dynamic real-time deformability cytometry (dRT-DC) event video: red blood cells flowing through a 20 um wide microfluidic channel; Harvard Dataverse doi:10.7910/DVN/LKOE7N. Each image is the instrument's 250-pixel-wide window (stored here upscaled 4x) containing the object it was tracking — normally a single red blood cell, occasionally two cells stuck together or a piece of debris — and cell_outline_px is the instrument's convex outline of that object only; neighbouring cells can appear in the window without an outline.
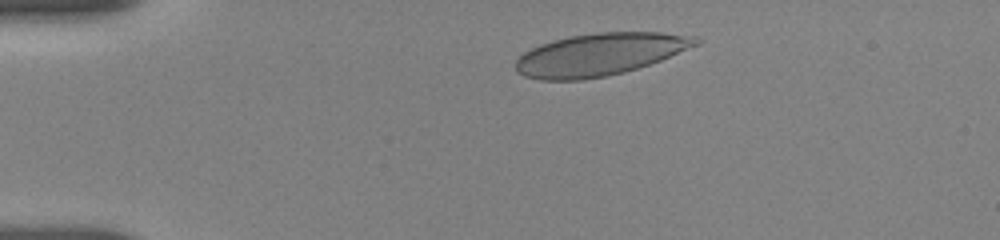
{"species": "human", "species_latin": "Homo sapiens", "temperature_condition": "room temperature", "stored_images_in_passage": 44, "camera_frame_rate_fps": 3000, "um_per_image_px": 0.085, "donor": {"sex": "female"}, "frame": {"image": 1, "passage_image": 1, "time_ms": 0.0, "image_size_px": [1000, 240], "cell_outline_px": [[704, 40], [700, 44], [660, 60], [624, 72], [604, 76], [580, 80], [540, 80], [524, 76], [516, 72], [516, 60], [524, 52], [540, 44], [552, 40], [568, 36], [600, 32], [660, 32], [696, 36]], "centroid_in_image_um": [50.99, 4.61], "position_along_channel_um": 34.0, "area_um2": 44.45}}
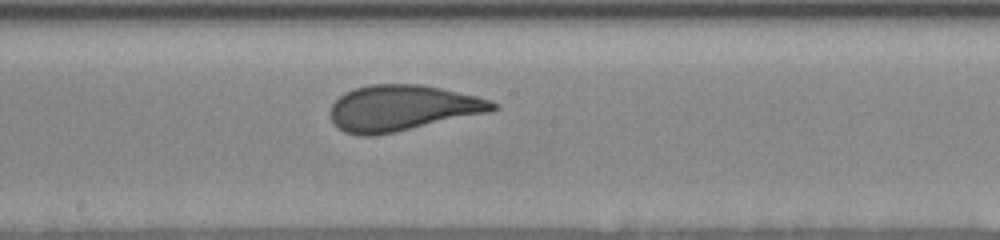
{"frame": {"image": 2, "passage_image": 20, "time_ms": 6.333, "image_size_px": [1000, 240], "cell_outline_px": [[500, 108], [492, 112], [396, 132], [372, 136], [360, 136], [344, 132], [332, 120], [328, 112], [332, 104], [344, 92], [352, 88], [372, 84], [420, 84], [440, 88], [476, 96], [492, 100], [500, 104]], "centroid_in_image_um": [34.22, 9.18], "position_along_channel_um": 214.0, "area_um2": 43.81}}
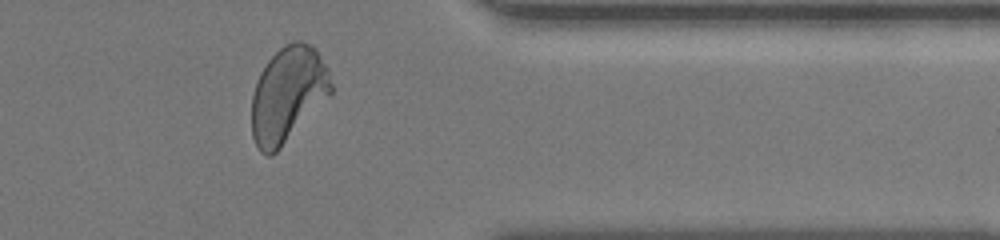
{"frame": {"image": 3, "passage_image": 35, "time_ms": 11.333, "image_size_px": [1000, 240], "cell_outline_px": [[332, 92], [280, 148], [272, 156], [268, 156], [260, 152], [252, 136], [252, 96], [256, 80], [260, 72], [268, 60], [284, 44], [292, 40], [300, 40], [312, 44], [316, 48], [328, 68], [332, 84]], "centroid_in_image_um": [24.46, 7.99], "position_along_channel_um": 386.9, "area_um2": 44.1}, "authors_computed_cell_mechanics": {"area_um2": 43.4656, "velocity_mm_per_s": 3.661, "shape_relaxation_time_tau1_ms": 4.531, "shape_relaxation_time_tau2_ms": null, "deformation_change_tau1": 0.1647, "deformation_change_tau2": null}}